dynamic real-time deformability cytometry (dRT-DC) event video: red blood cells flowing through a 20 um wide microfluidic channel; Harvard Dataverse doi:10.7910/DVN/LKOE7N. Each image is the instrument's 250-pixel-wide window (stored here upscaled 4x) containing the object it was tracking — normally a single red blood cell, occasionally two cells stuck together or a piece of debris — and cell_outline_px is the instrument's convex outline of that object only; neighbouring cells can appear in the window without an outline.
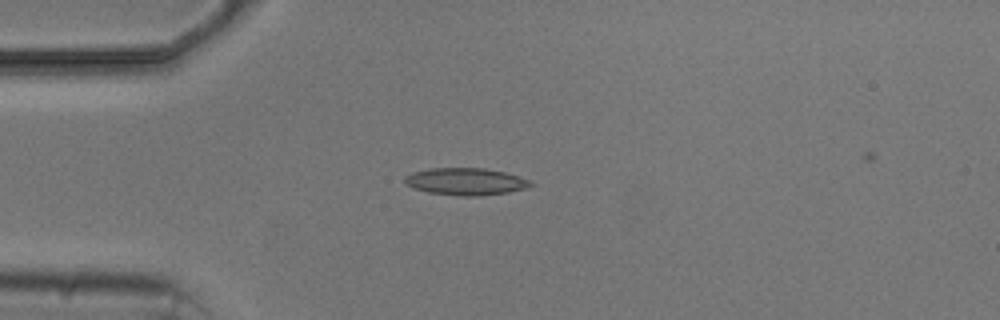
{"species": "common noctule bat (a hibernating species)", "species_latin": "Nyctalus noctula", "temperature_condition": "cold", "stored_images_in_passage": 1, "camera_frame_rate_fps": 3000, "um_per_image_px": 0.085, "animal": {"sex": "male", "body_mass_g": 20.5, "forearm_length_mm": 52.5}, "frame": {"image": 1, "passage_image": 1, "time_ms": 0.0, "image_size_px": [1000, 320], "cell_outline_px": [[536, 184], [524, 188], [508, 192], [480, 196], [460, 196], [428, 192], [404, 184], [404, 176], [412, 172], [428, 168], [484, 168], [504, 172], [528, 180]], "centroid_in_image_um": [39.54, 15.43], "position_along_channel_um": 45.5, "area_um2": 19.83}}